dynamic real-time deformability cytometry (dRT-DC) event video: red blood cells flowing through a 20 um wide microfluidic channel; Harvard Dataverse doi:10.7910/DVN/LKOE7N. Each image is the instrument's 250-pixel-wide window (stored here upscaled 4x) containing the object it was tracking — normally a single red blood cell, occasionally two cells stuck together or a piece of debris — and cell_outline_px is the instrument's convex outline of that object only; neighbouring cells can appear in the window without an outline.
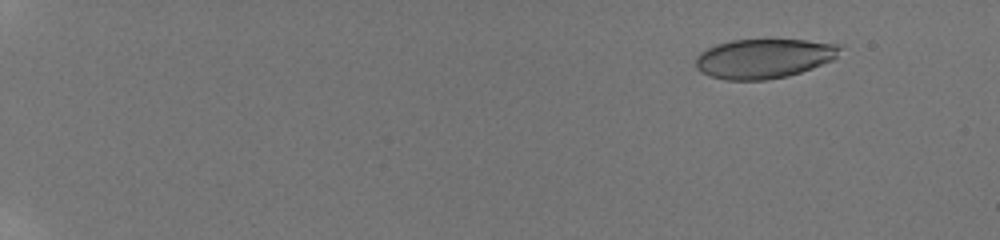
{"species": "human", "species_latin": "Homo sapiens", "temperature_condition": "room temperature", "stored_images_in_passage": 33, "camera_frame_rate_fps": 3000, "um_per_image_px": 0.085, "donor": {"sex": "male"}, "frame": {"image": 1, "passage_image": 6, "time_ms": 1.667, "image_size_px": [1000, 240], "cell_outline_px": [[844, 44], [836, 56], [832, 60], [812, 68], [788, 76], [764, 80], [724, 80], [708, 76], [700, 72], [696, 68], [696, 56], [700, 52], [716, 44], [732, 40], [804, 40]], "centroid_in_image_um": [64.91, 4.97], "position_along_channel_um": 20.1, "area_um2": 33.35}}
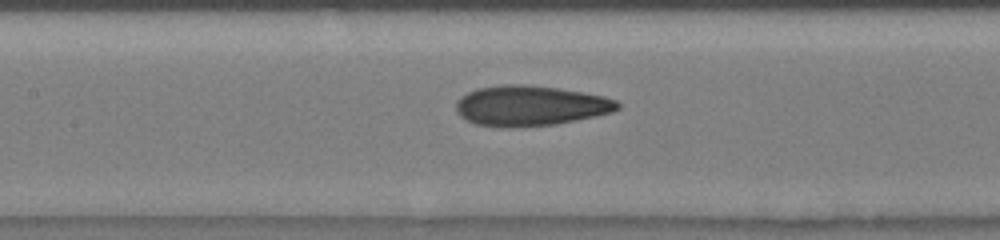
{"frame": {"image": 2, "passage_image": 24, "time_ms": 7.667, "image_size_px": [1000, 240], "cell_outline_px": [[620, 108], [612, 112], [596, 116], [556, 124], [512, 128], [508, 128], [476, 124], [460, 116], [456, 112], [456, 100], [460, 96], [476, 88], [504, 84], [528, 84], [560, 88], [604, 96], [616, 100], [620, 104]], "centroid_in_image_um": [45.06, 8.98], "position_along_channel_um": 162.3, "area_um2": 38.26}}
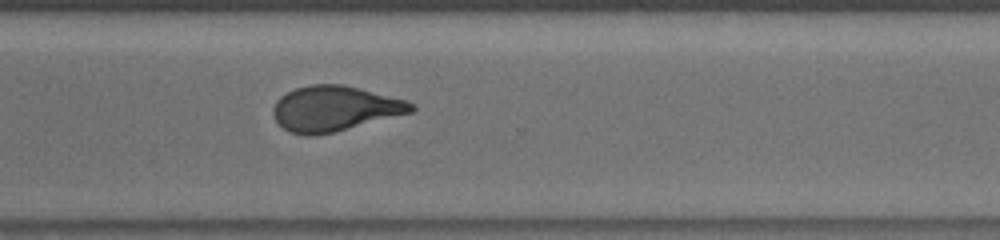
{"frame": {"image": 3, "passage_image": 33, "time_ms": 10.667, "image_size_px": [1000, 240], "cell_outline_px": [[416, 108], [412, 112], [332, 132], [312, 136], [304, 136], [292, 132], [284, 128], [276, 120], [272, 112], [272, 108], [276, 100], [280, 96], [296, 88], [308, 84], [344, 84], [360, 88], [404, 100], [412, 104]], "centroid_in_image_um": [28.39, 9.21], "position_along_channel_um": 342.2, "area_um2": 36.01}}